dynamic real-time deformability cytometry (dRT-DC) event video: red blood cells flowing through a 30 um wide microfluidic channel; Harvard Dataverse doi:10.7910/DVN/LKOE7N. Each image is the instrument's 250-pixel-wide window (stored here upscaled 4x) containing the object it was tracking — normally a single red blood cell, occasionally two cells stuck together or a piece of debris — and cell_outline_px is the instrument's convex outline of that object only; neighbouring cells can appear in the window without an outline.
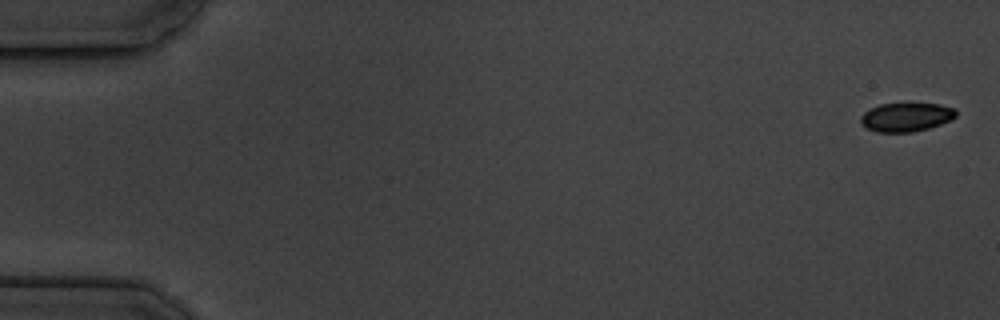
{"species": "common noctule bat (a hibernating species)", "species_latin": "Nyctalus noctula", "temperature_condition": "cold", "stored_images_in_passage": 17, "camera_frame_rate_fps": 3000, "um_per_image_px": 0.085, "animal": {"sex": "male", "body_mass_g": 19.5, "forearm_length_mm": 54.6}, "frame": {"image": 1, "passage_image": 1, "time_ms": 0.0, "image_size_px": [1000, 320], "cell_outline_px": [[956, 116], [952, 120], [928, 128], [912, 132], [876, 132], [864, 128], [860, 124], [860, 116], [868, 108], [880, 104], [908, 100], [940, 104], [956, 108]], "centroid_in_image_um": [77.0, 9.9], "position_along_channel_um": 8.0, "area_um2": 17.05}}
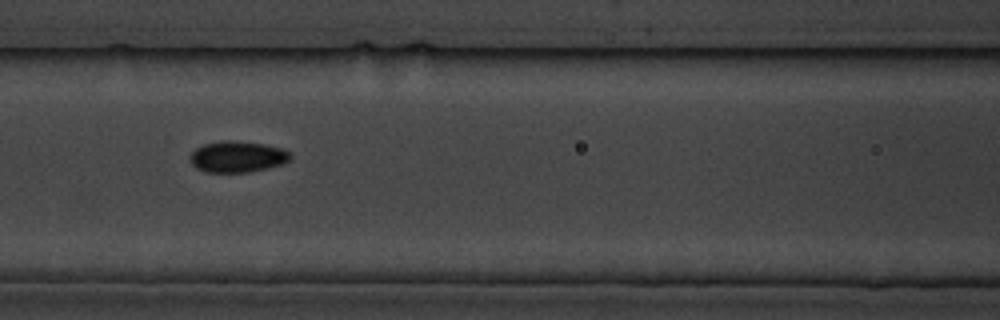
{"frame": {"image": 2, "passage_image": 8, "time_ms": 8.0, "image_size_px": [1000, 320], "cell_outline_px": [[292, 156], [288, 160], [280, 164], [268, 168], [248, 172], [204, 172], [196, 168], [192, 164], [188, 156], [196, 148], [204, 144], [224, 140], [232, 140], [264, 144], [280, 148], [288, 152]], "centroid_in_image_um": [20.13, 13.32], "position_along_channel_um": 146.5, "area_um2": 18.15}}
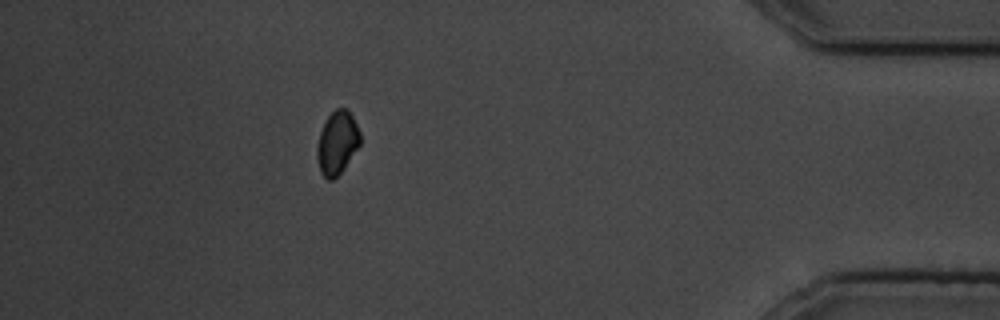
{"frame": {"image": 3, "passage_image": 15, "time_ms": 16.667, "image_size_px": [1000, 320], "cell_outline_px": [[360, 144], [344, 168], [332, 180], [328, 180], [320, 172], [316, 156], [316, 148], [320, 132], [328, 116], [336, 108], [344, 108], [352, 116], [360, 132]], "centroid_in_image_um": [28.64, 12.15], "position_along_channel_um": 406.6, "area_um2": 15.66}, "authors_computed_cell_mechanics": {"area_um2": 17.051, "velocity_mm_per_s": 3.5376, "shape_relaxation_time_tau1_ms": 2.508, "shape_relaxation_time_tau2_ms": null, "deformation_change_tau1": 0.043, "deformation_change_tau2": null}}